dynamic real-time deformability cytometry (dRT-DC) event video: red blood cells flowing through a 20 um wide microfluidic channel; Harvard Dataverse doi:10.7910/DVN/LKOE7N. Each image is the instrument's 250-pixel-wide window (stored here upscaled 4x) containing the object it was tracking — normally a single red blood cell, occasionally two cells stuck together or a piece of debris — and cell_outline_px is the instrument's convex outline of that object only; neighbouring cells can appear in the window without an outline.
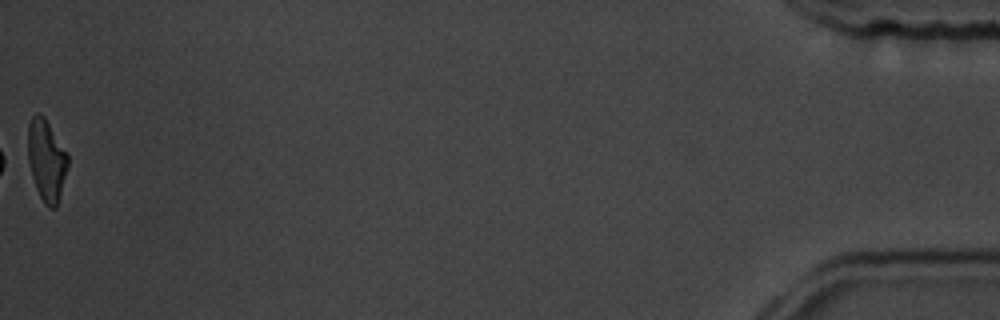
{"species": "common noctule bat (a hibernating species)", "species_latin": "Nyctalus noctula", "temperature_condition": "room temperature", "stored_images_in_passage": 53, "camera_frame_rate_fps": 3000, "um_per_image_px": 0.085, "animal": {"sex": "male", "body_mass_g": 19.5, "forearm_length_mm": 54.6}, "frame": {"image": 1, "passage_image": 53, "time_ms": 17.333, "image_size_px": [1000, 320], "cell_outline_px": [[68, 164], [56, 208], [48, 208], [44, 204], [36, 188], [32, 176], [28, 160], [28, 124], [32, 116], [36, 112], [40, 112], [44, 116], [68, 156]], "centroid_in_image_um": [3.92, 13.6], "position_along_channel_um": 431.3, "area_um2": 18.67}, "authors_computed_cell_mechanics": {"area_um2": 20.7502, "velocity_mm_per_s": 3.7557, "shape_relaxation_time_tau1_ms": 3.2329, "shape_relaxation_time_tau2_ms": 1.2248, "deformation_change_tau1": 0.165, "deformation_change_tau2": 0.0864}}